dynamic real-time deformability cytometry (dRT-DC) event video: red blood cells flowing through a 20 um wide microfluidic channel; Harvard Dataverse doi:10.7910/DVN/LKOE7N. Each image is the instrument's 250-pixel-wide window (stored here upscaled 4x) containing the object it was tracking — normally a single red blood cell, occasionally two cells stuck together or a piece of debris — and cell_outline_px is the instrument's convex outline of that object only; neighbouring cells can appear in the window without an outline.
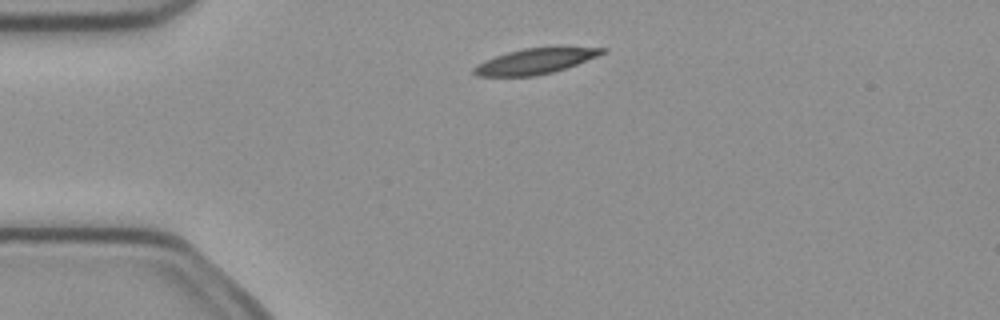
{"species": "common noctule bat (a hibernating species)", "species_latin": "Nyctalus noctula", "temperature_condition": "cold", "stored_images_in_passage": 3, "camera_frame_rate_fps": 3000, "um_per_image_px": 0.085, "animal": {"sex": "female", "body_mass_g": 21.9}, "frame": {"image": 1, "passage_image": 2, "time_ms": 0.333, "image_size_px": [1000, 320], "cell_outline_px": [[608, 52], [576, 64], [552, 72], [536, 76], [476, 76], [472, 72], [472, 68], [476, 64], [484, 60], [508, 52], [524, 48], [608, 48]], "centroid_in_image_um": [45.43, 5.22], "position_along_channel_um": 39.6, "area_um2": 18.73}}